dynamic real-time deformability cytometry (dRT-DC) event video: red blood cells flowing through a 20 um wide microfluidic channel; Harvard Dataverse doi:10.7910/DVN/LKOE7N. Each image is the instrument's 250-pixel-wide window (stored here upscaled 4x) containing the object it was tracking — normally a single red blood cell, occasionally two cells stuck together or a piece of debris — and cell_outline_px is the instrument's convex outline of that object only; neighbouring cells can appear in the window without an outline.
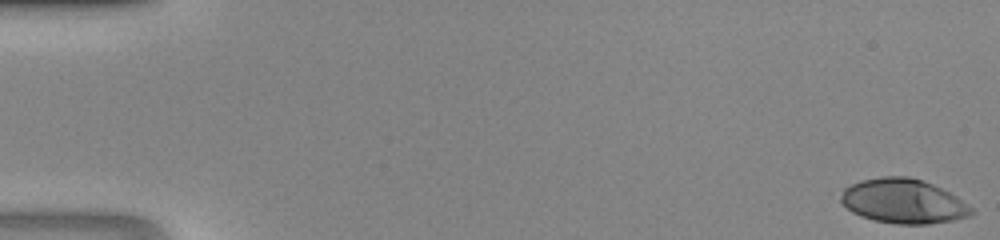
{"species": "human", "species_latin": "Homo sapiens", "temperature_condition": "room temperature", "stored_images_in_passage": 46, "camera_frame_rate_fps": 3000, "um_per_image_px": 0.085, "donor": {"sex": "male"}, "frame": {"image": 1, "passage_image": 1, "time_ms": 0.0, "image_size_px": [1000, 240], "cell_outline_px": [[972, 212], [968, 216], [952, 220], [928, 224], [896, 224], [876, 220], [860, 216], [852, 212], [840, 200], [840, 196], [844, 188], [860, 180], [880, 176], [908, 176], [932, 184], [956, 196], [972, 208]], "centroid_in_image_um": [76.74, 17.09], "position_along_channel_um": 8.3, "area_um2": 33.52}}
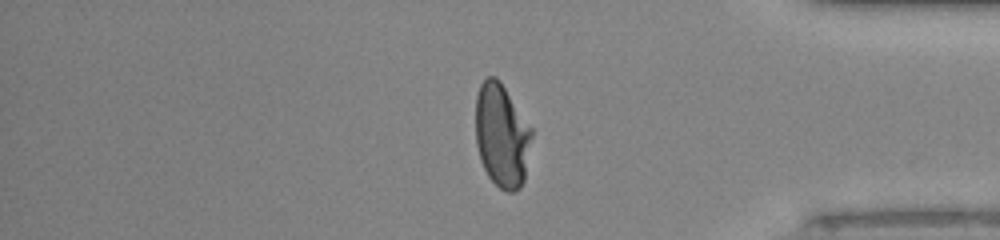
{"frame": {"image": 2, "passage_image": 39, "time_ms": 12.667, "image_size_px": [1000, 240], "cell_outline_px": [[532, 136], [524, 180], [520, 188], [512, 192], [508, 192], [500, 188], [488, 176], [480, 160], [476, 144], [476, 96], [480, 84], [488, 76], [496, 76], [500, 80], [532, 128]], "centroid_in_image_um": [42.65, 11.5], "position_along_channel_um": 392.6, "area_um2": 33.93}}
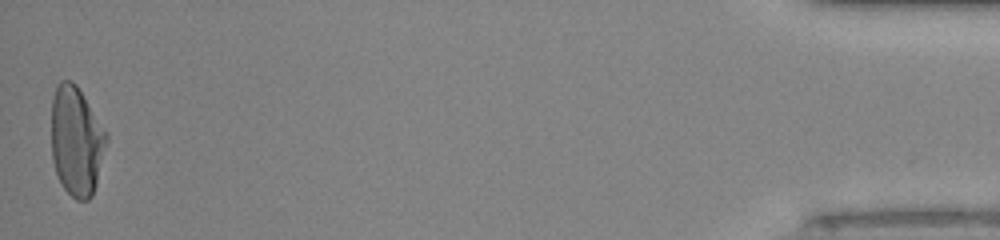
{"frame": {"image": 3, "passage_image": 46, "time_ms": 15.0, "image_size_px": [1000, 240], "cell_outline_px": [[108, 140], [96, 184], [92, 196], [88, 200], [76, 200], [64, 188], [56, 172], [52, 160], [52, 100], [56, 88], [60, 80], [72, 80], [76, 84], [108, 132]], "centroid_in_image_um": [6.51, 11.98], "position_along_channel_um": 428.7, "area_um2": 35.2}}